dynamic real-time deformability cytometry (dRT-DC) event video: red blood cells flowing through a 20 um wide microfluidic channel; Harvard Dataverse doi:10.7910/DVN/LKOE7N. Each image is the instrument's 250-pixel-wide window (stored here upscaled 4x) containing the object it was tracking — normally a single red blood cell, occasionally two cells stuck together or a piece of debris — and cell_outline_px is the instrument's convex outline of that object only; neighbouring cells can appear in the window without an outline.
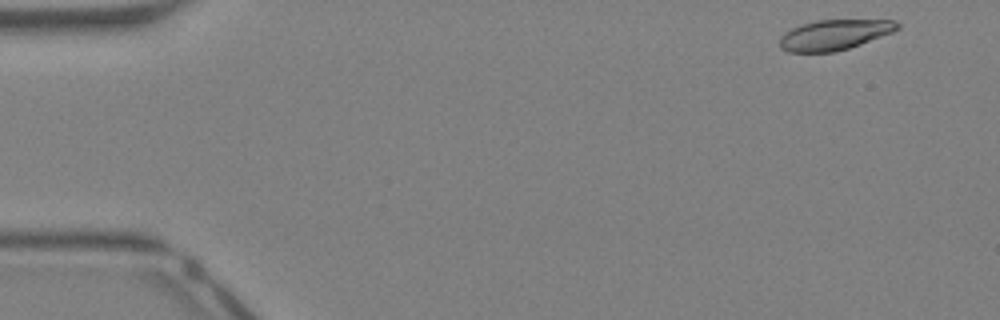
{"species": "Egyptian fruit bat (a non-hibernating species)", "species_latin": "Rousettus aegyptiacus", "temperature_condition": "warm", "stored_images_in_passage": 41, "camera_frame_rate_fps": 3000, "um_per_image_px": 0.085, "animal": {"sex": "female"}, "frame": {"image": 1, "passage_image": 1, "time_ms": 0.0, "image_size_px": [1000, 320], "cell_outline_px": [[900, 28], [892, 32], [860, 44], [836, 52], [788, 52], [780, 48], [780, 36], [784, 32], [800, 24], [816, 20], [896, 20], [900, 24]], "centroid_in_image_um": [70.9, 2.95], "position_along_channel_um": 14.1, "area_um2": 20.81}}
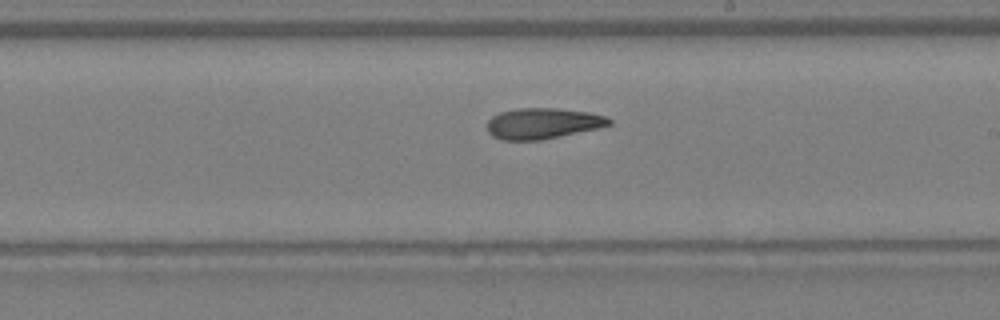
{"frame": {"image": 2, "passage_image": 23, "time_ms": 7.333, "image_size_px": [1000, 320], "cell_outline_px": [[612, 124], [596, 128], [540, 140], [500, 140], [492, 136], [488, 132], [488, 120], [492, 116], [500, 112], [516, 108], [556, 108], [588, 112], [604, 116], [612, 120]], "centroid_in_image_um": [46.09, 10.48], "position_along_channel_um": 242.9, "area_um2": 21.73}}
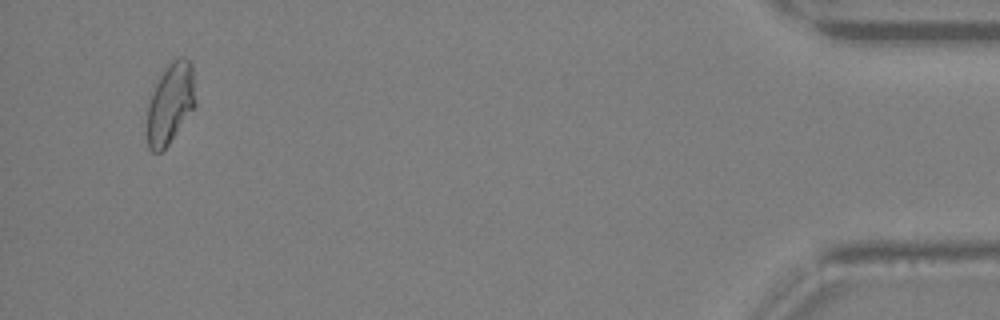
{"frame": {"image": 3, "passage_image": 39, "time_ms": 12.667, "image_size_px": [1000, 320], "cell_outline_px": [[196, 104], [168, 144], [160, 152], [152, 152], [148, 148], [148, 100], [160, 76], [168, 64], [176, 56], [184, 56], [192, 64], [196, 100]], "centroid_in_image_um": [14.49, 8.74], "position_along_channel_um": 420.7, "area_um2": 22.54}, "authors_computed_cell_mechanics": {"area_um2": 21.964, "velocity_mm_per_s": 4.8123, "shape_relaxation_time_tau1_ms": null, "shape_relaxation_time_tau2_ms": 3.9838, "deformation_change_tau1": null, "deformation_change_tau2": 0.1188}}